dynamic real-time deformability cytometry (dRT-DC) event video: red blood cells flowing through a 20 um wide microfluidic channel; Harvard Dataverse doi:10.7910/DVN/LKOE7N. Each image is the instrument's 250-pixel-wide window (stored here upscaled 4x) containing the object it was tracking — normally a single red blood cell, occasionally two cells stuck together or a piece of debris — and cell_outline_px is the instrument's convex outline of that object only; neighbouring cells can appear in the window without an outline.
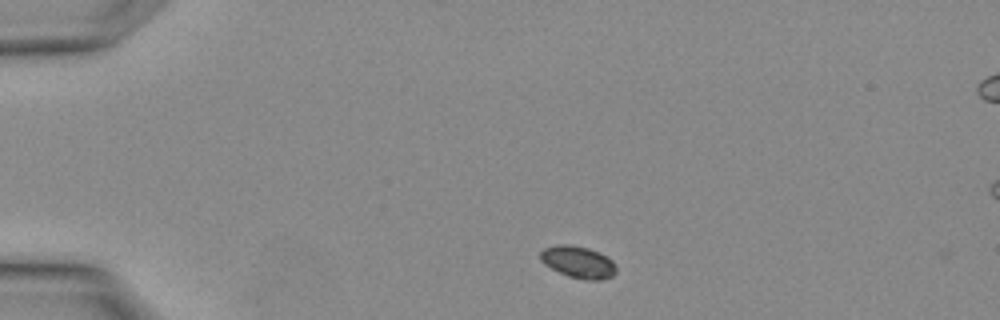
{"species": "Egyptian fruit bat (a non-hibernating species)", "species_latin": "Rousettus aegyptiacus", "temperature_condition": "warm", "stored_images_in_passage": 3, "camera_frame_rate_fps": 3000, "um_per_image_px": 0.085, "animal": {"sex": "female"}, "frame": {"image": 1, "passage_image": 1, "time_ms": 0.0, "image_size_px": [1000, 320], "cell_outline_px": [[616, 272], [612, 276], [604, 280], [588, 280], [568, 276], [544, 264], [540, 260], [540, 252], [544, 248], [560, 244], [568, 244], [588, 248], [600, 252], [612, 260], [616, 264]], "centroid_in_image_um": [49.17, 22.27], "position_along_channel_um": 35.8, "area_um2": 14.16}}